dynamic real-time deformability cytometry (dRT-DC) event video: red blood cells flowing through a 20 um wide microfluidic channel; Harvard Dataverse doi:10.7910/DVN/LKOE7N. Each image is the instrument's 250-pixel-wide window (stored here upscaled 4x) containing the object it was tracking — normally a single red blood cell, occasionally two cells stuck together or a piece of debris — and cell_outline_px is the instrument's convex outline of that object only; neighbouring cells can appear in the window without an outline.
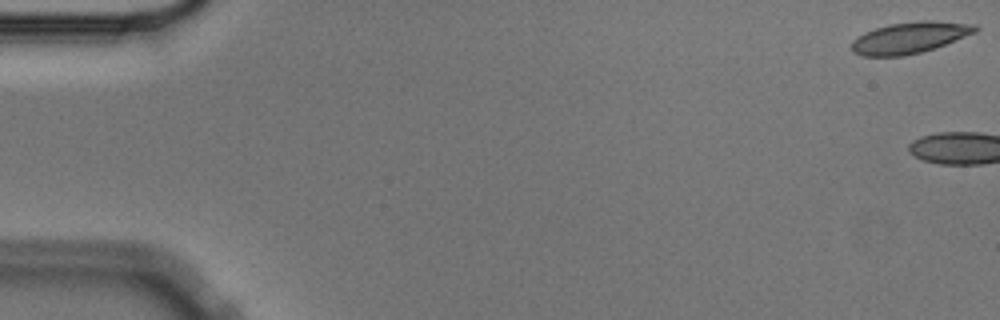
{"species": "Egyptian fruit bat (a non-hibernating species)", "species_latin": "Rousettus aegyptiacus", "temperature_condition": "cold", "stored_images_in_passage": 3, "camera_frame_rate_fps": 3000, "um_per_image_px": 0.085, "animal": {"sex": "male"}, "frame": {"image": 1, "passage_image": 1, "time_ms": 0.0, "image_size_px": [1000, 320], "cell_outline_px": [[980, 28], [976, 32], [936, 48], [904, 56], [864, 56], [852, 52], [852, 40], [856, 36], [864, 32], [876, 28], [892, 24], [920, 20], [932, 20], [976, 24]], "centroid_in_image_um": [77.34, 3.2], "position_along_channel_um": 7.7, "area_um2": 22.72}}